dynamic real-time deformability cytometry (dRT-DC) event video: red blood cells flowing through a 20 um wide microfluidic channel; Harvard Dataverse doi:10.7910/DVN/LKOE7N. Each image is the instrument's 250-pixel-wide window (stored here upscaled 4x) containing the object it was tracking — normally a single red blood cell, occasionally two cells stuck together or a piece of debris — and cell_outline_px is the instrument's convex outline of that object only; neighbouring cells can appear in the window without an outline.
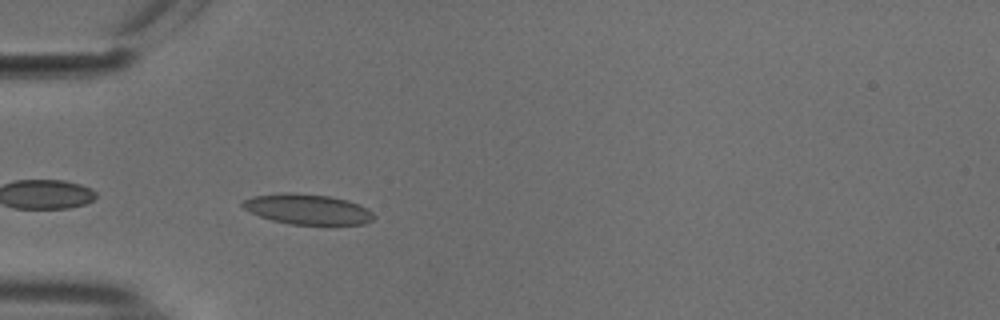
{"species": "common noctule bat (a hibernating species)", "species_latin": "Nyctalus noctula", "temperature_condition": "cold", "stored_images_in_passage": 38, "camera_frame_rate_fps": 3000, "um_per_image_px": 0.085, "animal": {"sex": "male", "body_mass_g": 18.8}, "frame": {"image": 1, "passage_image": 2, "time_ms": 0.333, "image_size_px": [1000, 320], "cell_outline_px": [[376, 216], [372, 220], [364, 224], [292, 224], [272, 220], [260, 216], [244, 208], [240, 204], [244, 200], [252, 196], [284, 192], [292, 192], [332, 196], [368, 208]], "centroid_in_image_um": [26.13, 17.77], "position_along_channel_um": 58.9, "area_um2": 23.0}}
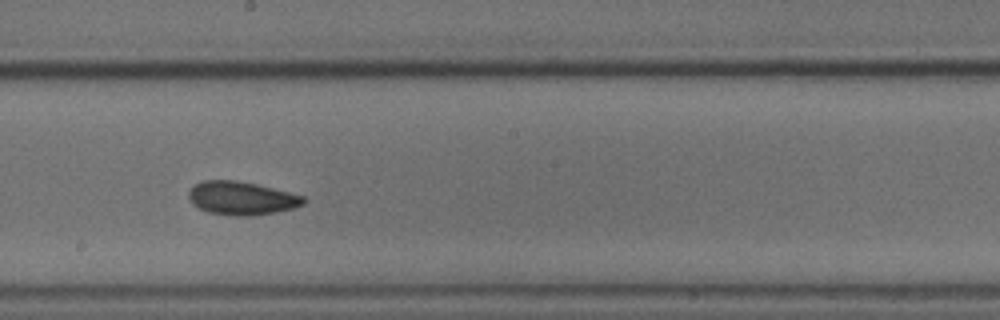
{"frame": {"image": 2, "passage_image": 16, "time_ms": 5.0, "image_size_px": [1000, 320], "cell_outline_px": [[308, 200], [304, 204], [292, 208], [276, 212], [248, 216], [236, 216], [208, 212], [192, 204], [188, 196], [188, 192], [196, 184], [204, 180], [236, 180], [256, 184], [304, 196]], "centroid_in_image_um": [20.54, 16.85], "position_along_channel_um": 227.7, "area_um2": 22.2}}
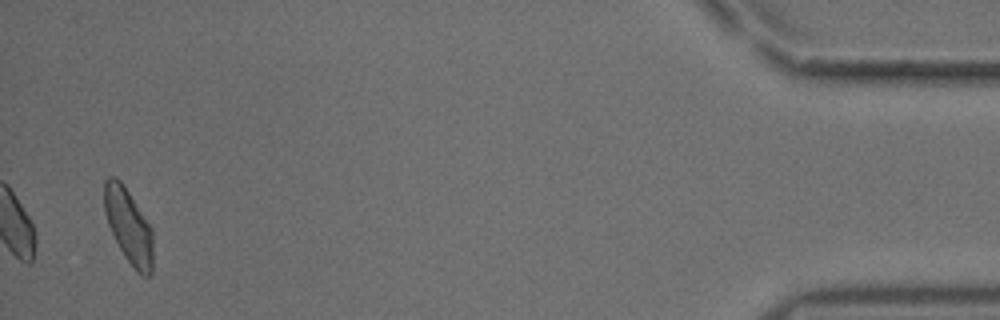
{"frame": {"image": 3, "passage_image": 38, "time_ms": 12.333, "image_size_px": [1000, 320], "cell_outline_px": [[152, 272], [148, 276], [144, 276], [136, 272], [124, 256], [108, 224], [104, 212], [104, 180], [108, 176], [116, 176], [124, 184], [152, 228]], "centroid_in_image_um": [10.92, 19.18], "position_along_channel_um": 424.3, "area_um2": 21.27}, "authors_computed_cell_mechanics": {"area_um2": 21.5016, "velocity_mm_per_s": 3.7325, "shape_relaxation_time_tau1_ms": 5.5354, "shape_relaxation_time_tau2_ms": 1.6956, "deformation_change_tau1": 0.0957, "deformation_change_tau2": 0.0703}}